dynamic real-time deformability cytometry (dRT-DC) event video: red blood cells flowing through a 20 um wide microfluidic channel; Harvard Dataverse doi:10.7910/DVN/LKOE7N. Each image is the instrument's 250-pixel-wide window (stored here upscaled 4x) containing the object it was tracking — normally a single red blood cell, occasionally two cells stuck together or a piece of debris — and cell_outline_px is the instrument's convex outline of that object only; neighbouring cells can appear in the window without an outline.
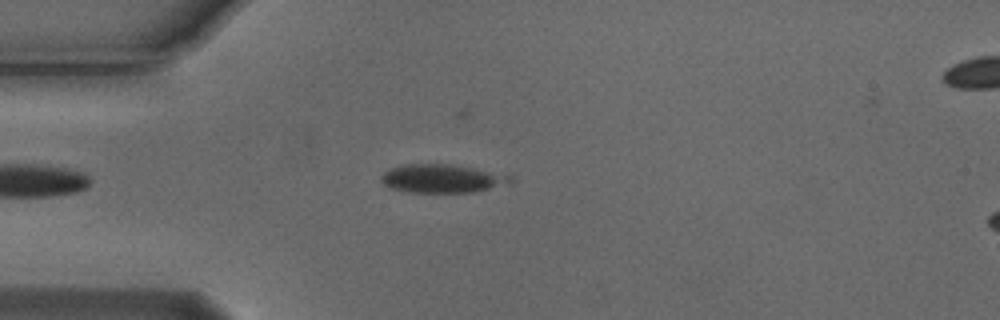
{"species": "Egyptian fruit bat (a non-hibernating species)", "species_latin": "Rousettus aegyptiacus", "temperature_condition": "cold", "stored_images_in_passage": 8, "camera_frame_rate_fps": 3000, "um_per_image_px": 0.085, "animal": {"sex": "male"}, "frame": {"image": 1, "passage_image": 7, "time_ms": 2.0, "image_size_px": [1000, 320], "cell_outline_px": [[516, 180], [512, 184], [472, 192], [404, 192], [392, 188], [384, 184], [380, 180], [380, 176], [384, 172], [392, 168], [404, 164], [448, 164], [472, 168], [512, 176]], "centroid_in_image_um": [37.6, 15.19], "position_along_channel_um": 47.4, "area_um2": 21.39}}